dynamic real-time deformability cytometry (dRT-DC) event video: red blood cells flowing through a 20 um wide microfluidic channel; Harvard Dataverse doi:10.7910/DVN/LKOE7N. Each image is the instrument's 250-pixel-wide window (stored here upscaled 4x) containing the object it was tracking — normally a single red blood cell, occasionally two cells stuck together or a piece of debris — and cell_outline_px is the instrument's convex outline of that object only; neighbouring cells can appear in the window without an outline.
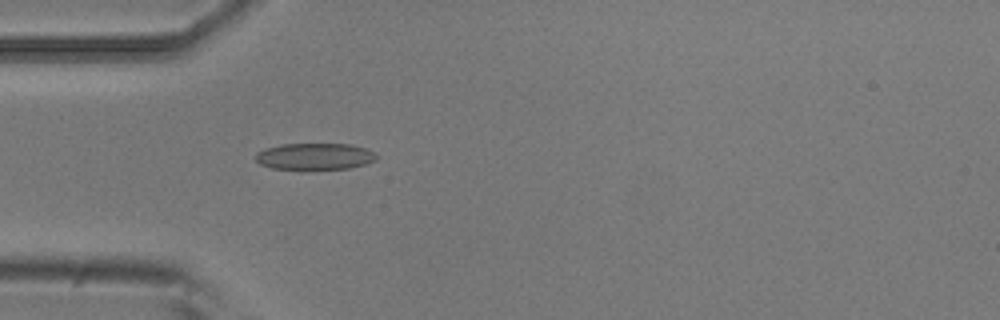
{"species": "common noctule bat (a hibernating species)", "species_latin": "Nyctalus noctula", "temperature_condition": "room temperature", "stored_images_in_passage": 1, "camera_frame_rate_fps": 3000, "um_per_image_px": 0.085, "animal": {"sex": "male", "body_mass_g": 20.5, "forearm_length_mm": 52.5}, "frame": {"image": 1, "passage_image": 1, "time_ms": 0.0, "image_size_px": [1000, 320], "cell_outline_px": [[376, 160], [364, 164], [348, 168], [272, 168], [260, 164], [256, 160], [256, 152], [264, 148], [280, 144], [348, 144], [364, 148], [376, 152]], "centroid_in_image_um": [26.73, 13.27], "position_along_channel_um": 58.3, "area_um2": 18.38}}